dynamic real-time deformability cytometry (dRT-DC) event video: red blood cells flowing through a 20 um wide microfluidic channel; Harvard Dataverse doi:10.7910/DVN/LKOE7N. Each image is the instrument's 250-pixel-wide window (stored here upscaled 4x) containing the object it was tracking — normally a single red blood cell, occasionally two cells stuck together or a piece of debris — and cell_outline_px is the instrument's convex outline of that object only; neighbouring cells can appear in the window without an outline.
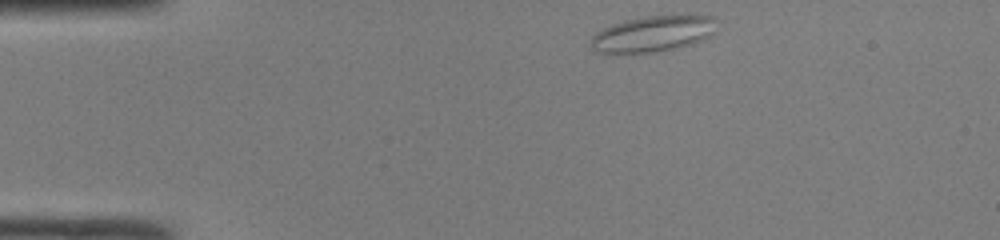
{"species": "common noctule bat (a hibernating species)", "species_latin": "Nyctalus noctula", "temperature_condition": "room temperature", "stored_images_in_passage": 41, "camera_frame_rate_fps": 3000, "um_per_image_px": 0.085, "animal": {"sex": "male", "body_mass_g": 19.0, "forearm_length_mm": 50.8}, "frame": {"image": 1, "passage_image": 1, "time_ms": 0.0, "image_size_px": [1000, 240], "cell_outline_px": [[720, 20], [712, 32], [708, 36], [692, 44], [656, 52], [608, 56], [596, 52], [588, 44], [588, 40], [596, 32], [612, 24], [624, 20], [644, 16], [696, 12], [712, 16]], "centroid_in_image_um": [55.47, 2.86], "position_along_channel_um": 29.5, "area_um2": 28.03}}
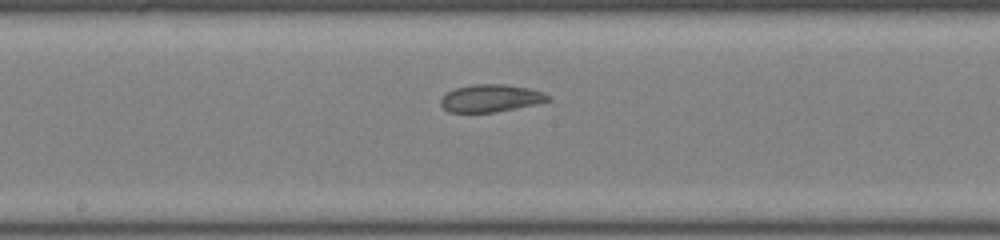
{"frame": {"image": 2, "passage_image": 18, "time_ms": 5.667, "image_size_px": [1000, 240], "cell_outline_px": [[552, 100], [536, 104], [496, 112], [448, 112], [440, 104], [440, 96], [456, 88], [472, 84], [508, 84], [528, 88], [544, 92], [552, 96]], "centroid_in_image_um": [41.74, 8.34], "position_along_channel_um": 206.5, "area_um2": 17.4}}
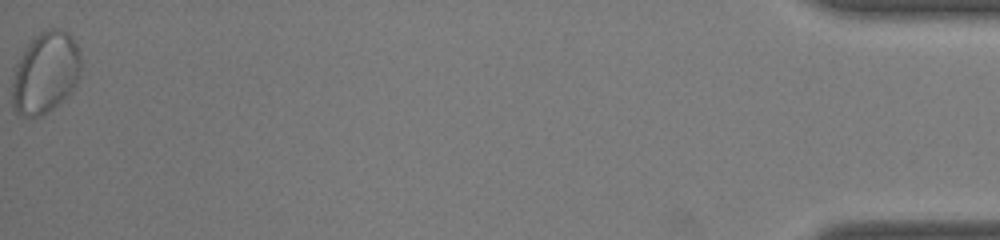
{"frame": {"image": 3, "passage_image": 41, "time_ms": 13.333, "image_size_px": [1000, 240], "cell_outline_px": [[80, 72], [76, 84], [48, 112], [40, 116], [24, 116], [16, 112], [12, 108], [12, 84], [16, 64], [20, 56], [28, 44], [40, 32], [48, 28], [60, 28], [68, 32], [72, 36], [80, 52]], "centroid_in_image_um": [3.85, 6.15], "position_along_channel_um": 431.4, "area_um2": 32.37}, "authors_computed_cell_mechanics": {"area_um2": 18.4382, "velocity_mm_per_s": 4.1615, "shape_relaxation_time_tau1_ms": 4.8483, "shape_relaxation_time_tau2_ms": 2.0263, "deformation_change_tau1": 0.1098, "deformation_change_tau2": 0.0773}}